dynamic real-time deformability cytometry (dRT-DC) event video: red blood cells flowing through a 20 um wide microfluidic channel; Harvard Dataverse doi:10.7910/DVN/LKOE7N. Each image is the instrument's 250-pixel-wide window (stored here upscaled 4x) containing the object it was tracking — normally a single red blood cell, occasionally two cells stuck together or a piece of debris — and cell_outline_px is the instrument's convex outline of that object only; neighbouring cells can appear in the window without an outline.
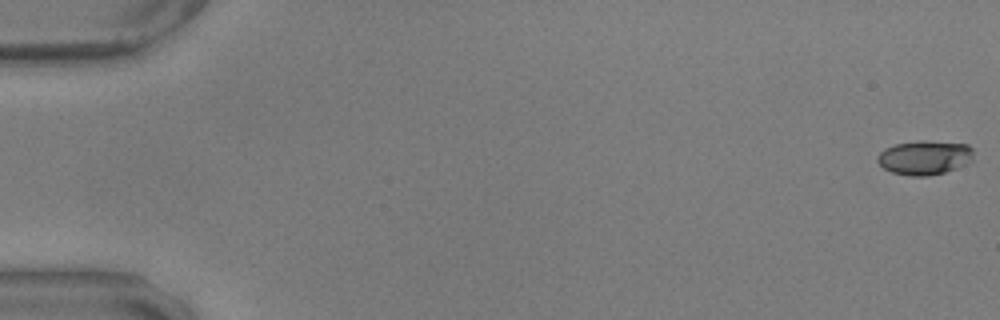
{"species": "common noctule bat (a hibernating species)", "species_latin": "Nyctalus noctula", "temperature_condition": "warm", "stored_images_in_passage": 48, "camera_frame_rate_fps": 3000, "um_per_image_px": 0.085, "animal": {"sex": "male", "body_mass_g": 17.9, "forearm_length_mm": 54.2}, "frame": {"image": 1, "passage_image": 1, "time_ms": 0.0, "image_size_px": [1000, 320], "cell_outline_px": [[972, 160], [956, 168], [944, 172], [928, 176], [908, 176], [892, 172], [884, 168], [876, 160], [876, 156], [884, 148], [896, 144], [920, 140], [924, 140], [968, 144], [972, 148]], "centroid_in_image_um": [78.56, 13.38], "position_along_channel_um": 6.4, "area_um2": 19.19}}
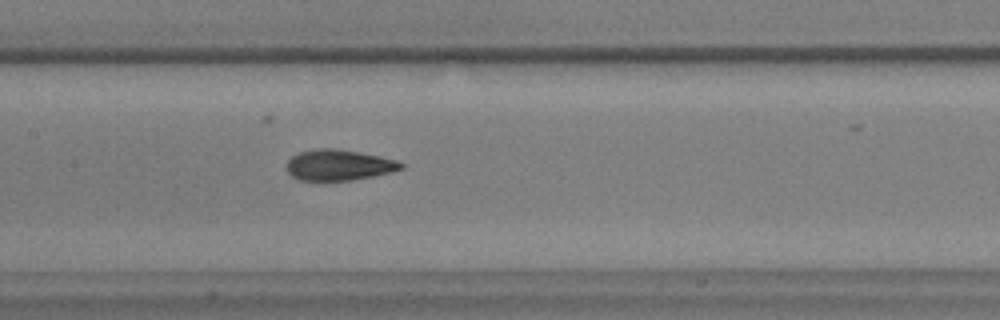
{"frame": {"image": 2, "passage_image": 29, "time_ms": 9.333, "image_size_px": [1000, 320], "cell_outline_px": [[404, 168], [392, 172], [352, 180], [320, 184], [300, 180], [292, 176], [284, 168], [288, 160], [292, 156], [300, 152], [316, 148], [336, 148], [380, 156], [396, 160], [404, 164]], "centroid_in_image_um": [28.74, 14.07], "position_along_channel_um": 178.7, "area_um2": 21.33}}
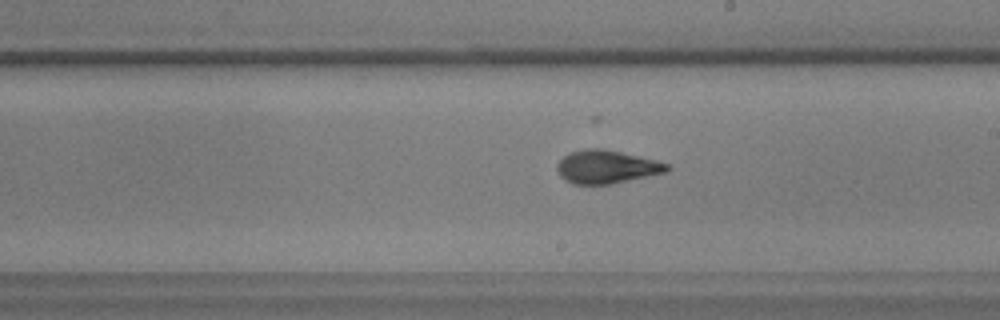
{"frame": {"image": 3, "passage_image": 34, "time_ms": 11.0, "image_size_px": [1000, 320], "cell_outline_px": [[672, 168], [668, 172], [608, 184], [572, 184], [564, 180], [560, 176], [556, 168], [556, 164], [564, 156], [572, 152], [588, 148], [600, 148], [620, 152], [672, 164]], "centroid_in_image_um": [51.57, 14.19], "position_along_channel_um": 237.4, "area_um2": 21.21}}